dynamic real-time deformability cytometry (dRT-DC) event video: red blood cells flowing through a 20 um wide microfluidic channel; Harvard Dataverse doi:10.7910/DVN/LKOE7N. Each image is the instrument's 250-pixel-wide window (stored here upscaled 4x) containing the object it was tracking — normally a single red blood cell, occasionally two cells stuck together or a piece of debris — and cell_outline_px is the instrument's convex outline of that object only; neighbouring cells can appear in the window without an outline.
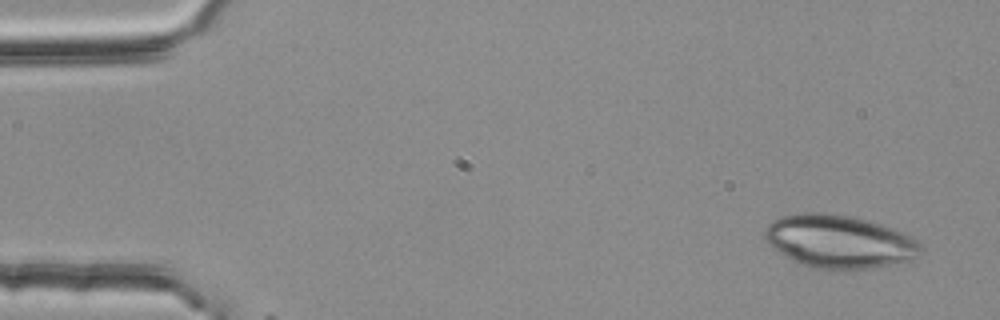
{"species": "common noctule bat (a hibernating species)", "species_latin": "Nyctalus noctula", "temperature_condition": "room temperature", "stored_images_in_passage": 3, "camera_frame_rate_fps": 3000, "um_per_image_px": 0.085, "animal": {"sex": "female", "body_mass_g": 25.1}, "frame": {"image": 1, "passage_image": 1, "time_ms": 0.0, "image_size_px": [1000, 320], "cell_outline_px": [[920, 248], [916, 256], [912, 260], [900, 264], [868, 268], [808, 268], [792, 260], [772, 248], [768, 244], [764, 236], [764, 228], [772, 220], [780, 216], [804, 212], [824, 212], [848, 216], [868, 220], [904, 232], [916, 240], [920, 244]], "centroid_in_image_um": [71.29, 20.52], "position_along_channel_um": 13.7, "area_um2": 48.26}}